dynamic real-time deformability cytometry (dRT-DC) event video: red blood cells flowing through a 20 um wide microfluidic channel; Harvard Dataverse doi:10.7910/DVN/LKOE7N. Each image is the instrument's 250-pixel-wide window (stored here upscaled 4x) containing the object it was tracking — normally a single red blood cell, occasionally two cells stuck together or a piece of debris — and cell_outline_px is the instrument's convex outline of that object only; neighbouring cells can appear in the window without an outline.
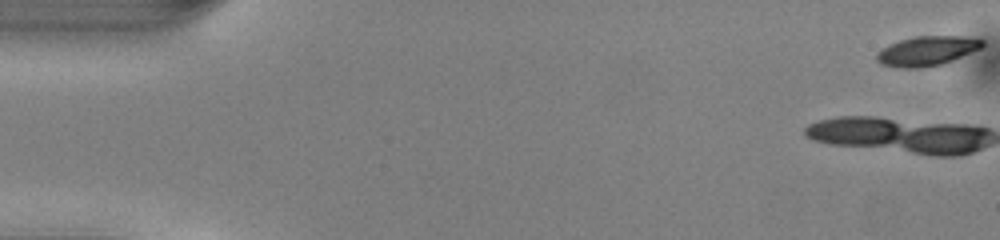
{"species": "common noctule bat (a hibernating species)", "species_latin": "Nyctalus noctula", "temperature_condition": "warm", "stored_images_in_passage": 9, "camera_frame_rate_fps": 3000, "um_per_image_px": 0.085, "animal": {"sex": "male", "body_mass_g": 13.0, "forearm_length_mm": 53.1}, "frame": {"image": 1, "passage_image": 1, "time_ms": 0.0, "image_size_px": [1000, 240], "cell_outline_px": [[984, 44], [980, 48], [944, 64], [920, 68], [900, 68], [880, 64], [876, 60], [876, 52], [888, 44], [900, 40], [916, 36], [980, 36], [984, 40]], "centroid_in_image_um": [78.8, 4.32], "position_along_channel_um": 6.2, "area_um2": 18.55}}